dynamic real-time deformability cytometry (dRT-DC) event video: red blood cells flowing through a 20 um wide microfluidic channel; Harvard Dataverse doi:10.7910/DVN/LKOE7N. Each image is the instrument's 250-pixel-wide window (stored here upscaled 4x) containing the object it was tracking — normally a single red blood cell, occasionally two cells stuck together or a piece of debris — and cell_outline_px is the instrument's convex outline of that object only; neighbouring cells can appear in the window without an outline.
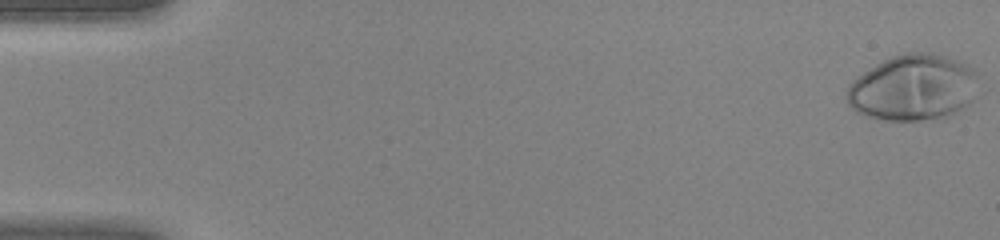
{"species": "human", "species_latin": "Homo sapiens", "temperature_condition": "warm", "stored_images_in_passage": 46, "camera_frame_rate_fps": 3000, "um_per_image_px": 0.085, "donor": {"sex": "female"}, "frame": {"image": 1, "passage_image": 1, "time_ms": 0.0, "image_size_px": [1000, 240], "cell_outline_px": [[972, 100], [964, 108], [944, 120], [876, 120], [864, 116], [856, 112], [848, 104], [848, 84], [852, 80], [876, 64], [892, 56], [908, 52], [928, 52], [944, 56], [968, 64], [972, 68]], "centroid_in_image_um": [77.55, 7.49], "position_along_channel_um": 7.5, "area_um2": 50.4}}
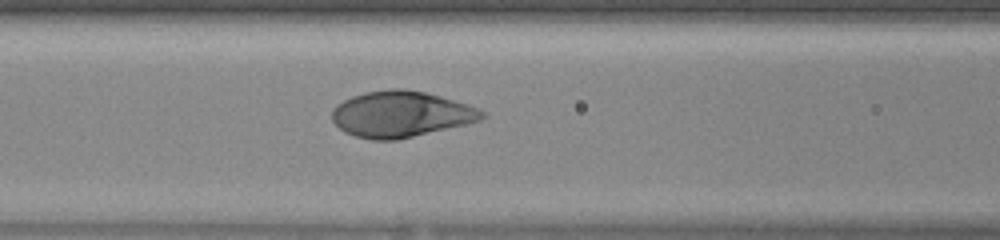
{"frame": {"image": 2, "passage_image": 20, "time_ms": 6.333, "image_size_px": [1000, 240], "cell_outline_px": [[488, 116], [480, 120], [468, 124], [396, 140], [372, 140], [356, 136], [344, 132], [332, 120], [332, 108], [336, 104], [352, 96], [368, 92], [388, 88], [404, 88], [424, 92], [440, 96], [468, 104], [484, 112]], "centroid_in_image_um": [34.08, 9.7], "position_along_channel_um": 132.5, "area_um2": 40.29}}
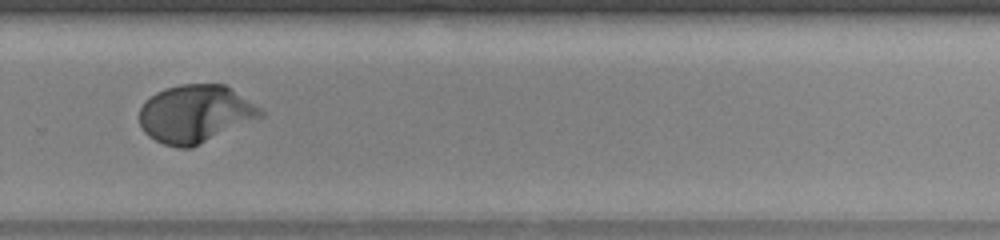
{"frame": {"image": 3, "passage_image": 32, "time_ms": 10.333, "image_size_px": [1000, 240], "cell_outline_px": [[264, 116], [192, 148], [176, 148], [164, 144], [148, 136], [140, 128], [140, 108], [144, 100], [156, 92], [164, 88], [180, 84], [224, 84], [260, 108], [264, 112]], "centroid_in_image_um": [16.57, 9.68], "position_along_channel_um": 313.2, "area_um2": 40.92}}